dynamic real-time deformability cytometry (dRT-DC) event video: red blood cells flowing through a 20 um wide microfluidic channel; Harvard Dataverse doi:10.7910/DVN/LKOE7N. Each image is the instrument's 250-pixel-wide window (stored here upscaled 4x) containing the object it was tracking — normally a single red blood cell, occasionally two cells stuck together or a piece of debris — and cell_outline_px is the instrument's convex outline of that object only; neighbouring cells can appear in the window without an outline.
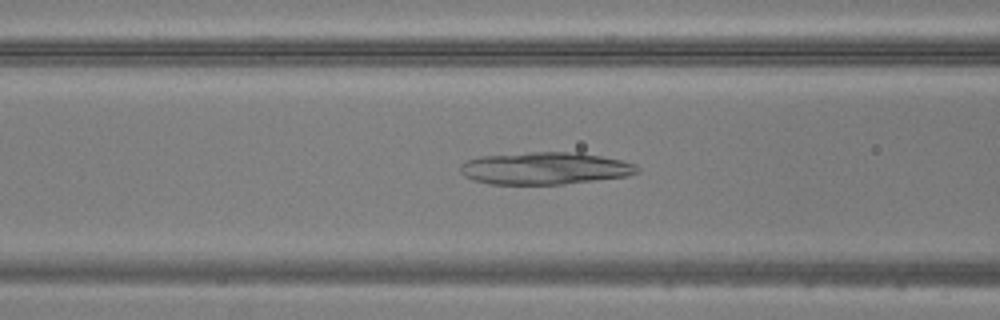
{"species": "common noctule bat (a hibernating species)", "species_latin": "Nyctalus noctula", "temperature_condition": "warm", "stored_images_in_passage": 45, "camera_frame_rate_fps": 3000, "um_per_image_px": 0.085, "animal": {"sex": "male", "body_mass_g": 20.5, "forearm_length_mm": 52.5}, "frame": {"image": 1, "passage_image": 16, "time_ms": 5.0, "image_size_px": [1000, 320], "cell_outline_px": [[640, 172], [628, 176], [564, 184], [492, 184], [472, 180], [464, 176], [460, 172], [460, 164], [468, 160], [480, 156], [528, 152], [580, 152], [620, 160], [636, 164], [640, 168]], "centroid_in_image_um": [46.32, 14.3], "position_along_channel_um": 120.3, "area_um2": 33.47}}
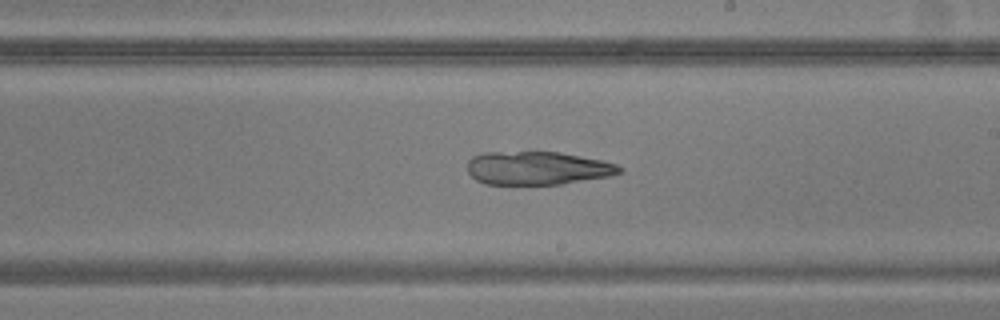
{"frame": {"image": 2, "passage_image": 25, "time_ms": 8.0, "image_size_px": [1000, 320], "cell_outline_px": [[624, 172], [612, 176], [560, 184], [484, 184], [476, 180], [468, 172], [468, 160], [472, 156], [484, 152], [560, 152], [600, 160], [616, 164], [624, 168]], "centroid_in_image_um": [45.7, 14.29], "position_along_channel_um": 243.3, "area_um2": 29.65}}
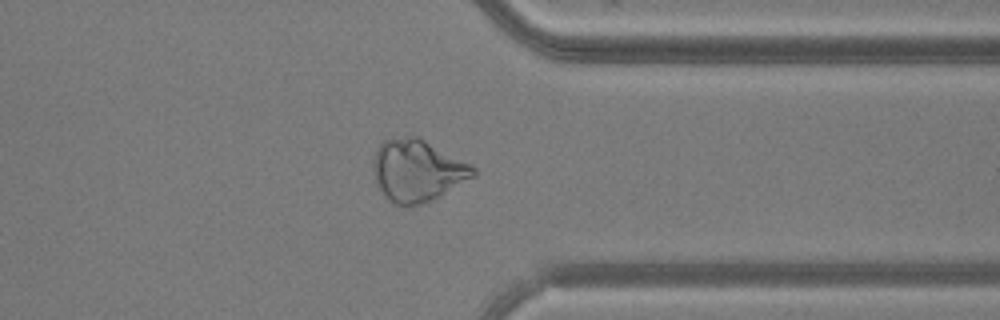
{"frame": {"image": 3, "passage_image": 35, "time_ms": 11.333, "image_size_px": [1000, 320], "cell_outline_px": [[476, 176], [440, 196], [432, 200], [412, 208], [404, 208], [396, 204], [380, 188], [376, 180], [372, 168], [372, 160], [380, 144], [384, 140], [408, 136], [416, 136], [472, 164], [476, 168]], "centroid_in_image_um": [35.5, 14.52], "position_along_channel_um": 375.9, "area_um2": 36.07}}